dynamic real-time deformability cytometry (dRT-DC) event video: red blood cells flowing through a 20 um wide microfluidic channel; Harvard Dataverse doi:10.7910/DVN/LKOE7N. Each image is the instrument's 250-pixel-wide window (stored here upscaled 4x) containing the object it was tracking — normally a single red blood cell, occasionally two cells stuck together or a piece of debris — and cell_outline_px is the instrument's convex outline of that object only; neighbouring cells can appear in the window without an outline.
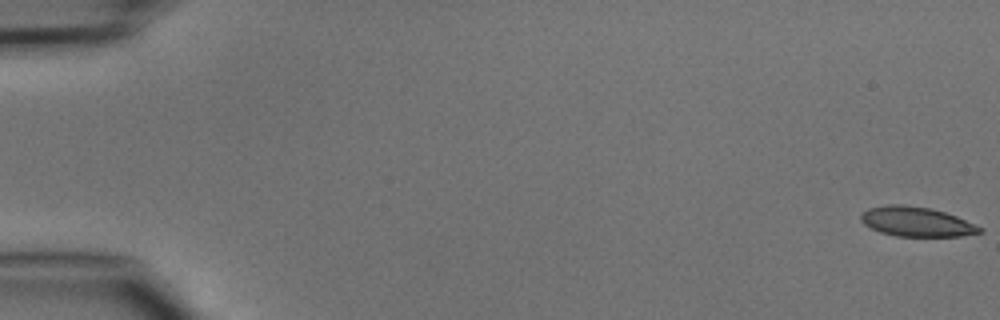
{"species": "common noctule bat (a hibernating species)", "species_latin": "Nyctalus noctula", "temperature_condition": "cold", "stored_images_in_passage": 49, "camera_frame_rate_fps": 3000, "um_per_image_px": 0.085, "animal": {"sex": "male", "body_mass_g": 15.6}, "frame": {"image": 1, "passage_image": 1, "time_ms": 0.0, "image_size_px": [1000, 320], "cell_outline_px": [[984, 232], [960, 236], [896, 236], [880, 232], [864, 224], [860, 220], [860, 212], [868, 208], [888, 204], [900, 204], [932, 208], [956, 216], [984, 228]], "centroid_in_image_um": [77.88, 18.84], "position_along_channel_um": 7.1, "area_um2": 20.63}}
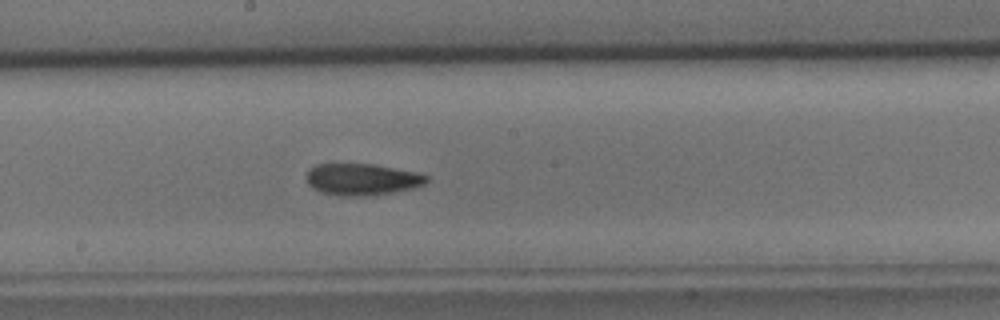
{"frame": {"image": 2, "passage_image": 27, "time_ms": 8.667, "image_size_px": [1000, 320], "cell_outline_px": [[428, 180], [424, 184], [412, 188], [364, 196], [340, 196], [320, 192], [312, 188], [308, 184], [304, 176], [308, 168], [316, 164], [372, 164], [416, 172], [428, 176]], "centroid_in_image_um": [30.68, 15.24], "position_along_channel_um": 217.5, "area_um2": 22.14}}
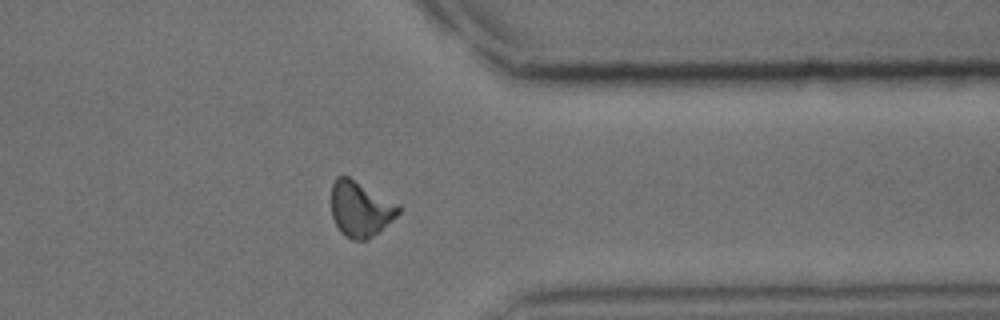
{"frame": {"image": 3, "passage_image": 39, "time_ms": 12.667, "image_size_px": [1000, 320], "cell_outline_px": [[400, 212], [380, 232], [368, 240], [352, 240], [344, 236], [340, 232], [332, 216], [332, 184], [336, 176], [348, 176], [400, 204]], "centroid_in_image_um": [30.65, 17.78], "position_along_channel_um": 380.8, "area_um2": 21.91}}